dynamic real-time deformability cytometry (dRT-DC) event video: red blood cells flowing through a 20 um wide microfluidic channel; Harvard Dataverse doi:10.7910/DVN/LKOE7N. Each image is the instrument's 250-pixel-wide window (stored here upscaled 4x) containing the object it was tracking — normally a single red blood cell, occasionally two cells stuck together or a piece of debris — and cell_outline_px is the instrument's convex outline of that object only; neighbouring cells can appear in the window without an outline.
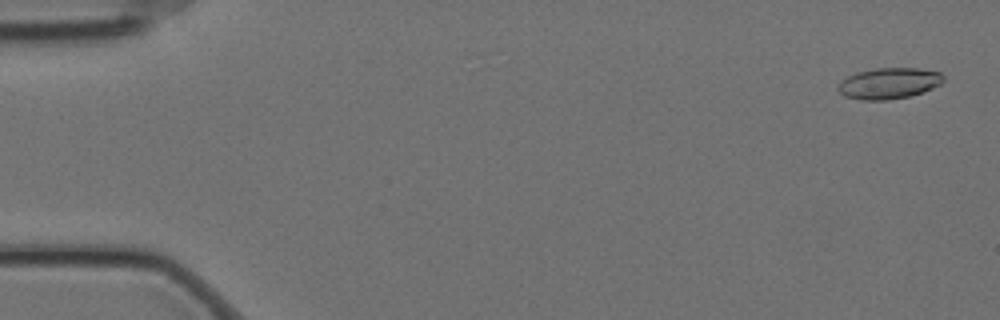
{"species": "Egyptian fruit bat (a non-hibernating species)", "species_latin": "Rousettus aegyptiacus", "temperature_condition": "cold", "stored_images_in_passage": 58, "camera_frame_rate_fps": 3000, "um_per_image_px": 0.085, "animal": {"sex": "female"}, "frame": {"image": 1, "passage_image": 2, "time_ms": 0.333, "image_size_px": [1000, 320], "cell_outline_px": [[944, 80], [940, 84], [932, 88], [908, 96], [888, 100], [860, 100], [844, 96], [836, 88], [840, 80], [856, 72], [876, 68], [920, 68], [940, 72], [944, 76]], "centroid_in_image_um": [75.52, 7.07], "position_along_channel_um": 9.5, "area_um2": 19.13}}
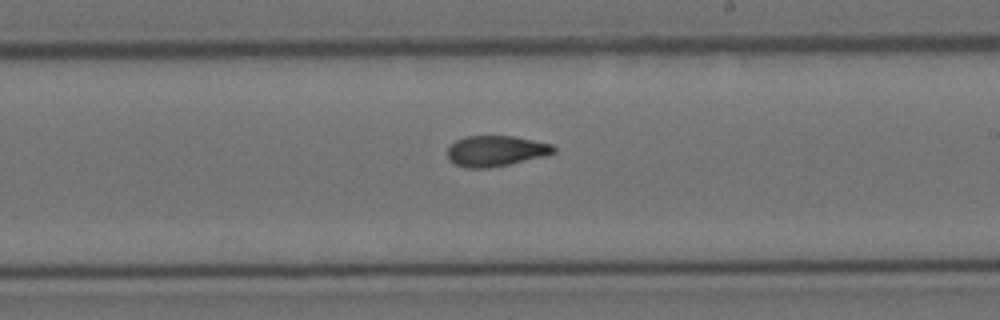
{"frame": {"image": 2, "passage_image": 34, "time_ms": 11.0, "image_size_px": [1000, 320], "cell_outline_px": [[556, 152], [548, 156], [488, 168], [468, 168], [456, 164], [448, 160], [448, 148], [456, 140], [464, 136], [516, 136], [552, 144], [556, 148]], "centroid_in_image_um": [42.18, 12.83], "position_along_channel_um": 246.8, "area_um2": 19.13}}
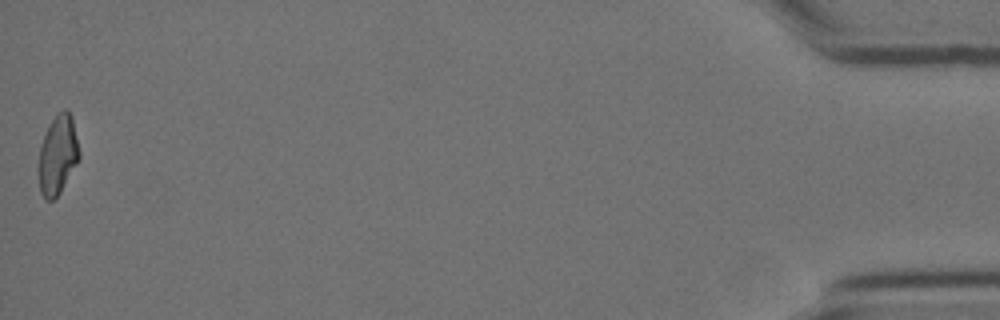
{"frame": {"image": 3, "passage_image": 58, "time_ms": 19.0, "image_size_px": [1000, 320], "cell_outline_px": [[80, 160], [60, 192], [52, 200], [44, 200], [40, 192], [40, 148], [48, 124], [64, 108], [68, 108], [72, 116], [80, 152]], "centroid_in_image_um": [4.95, 13.15], "position_along_channel_um": 430.3, "area_um2": 18.61}, "authors_computed_cell_mechanics": {"area_um2": 19.1318, "velocity_mm_per_s": 3.4841, "shape_relaxation_time_tau1_ms": 6.7066, "shape_relaxation_time_tau2_ms": 2.874, "deformation_change_tau1": 0.1843, "deformation_change_tau2": 0.0945}}